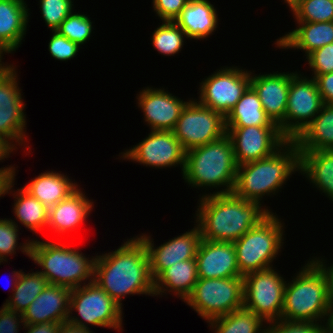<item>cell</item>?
I'll return each mask as SVG.
<instances>
[{
    "mask_svg": "<svg viewBox=\"0 0 333 333\" xmlns=\"http://www.w3.org/2000/svg\"><path fill=\"white\" fill-rule=\"evenodd\" d=\"M295 276L285 286L281 320L332 323L325 268L313 257Z\"/></svg>",
    "mask_w": 333,
    "mask_h": 333,
    "instance_id": "4",
    "label": "cell"
},
{
    "mask_svg": "<svg viewBox=\"0 0 333 333\" xmlns=\"http://www.w3.org/2000/svg\"><path fill=\"white\" fill-rule=\"evenodd\" d=\"M23 328L28 330L26 333H57L60 323L47 322L40 324H24Z\"/></svg>",
    "mask_w": 333,
    "mask_h": 333,
    "instance_id": "46",
    "label": "cell"
},
{
    "mask_svg": "<svg viewBox=\"0 0 333 333\" xmlns=\"http://www.w3.org/2000/svg\"><path fill=\"white\" fill-rule=\"evenodd\" d=\"M312 75H321L333 72V43L319 48L306 57Z\"/></svg>",
    "mask_w": 333,
    "mask_h": 333,
    "instance_id": "41",
    "label": "cell"
},
{
    "mask_svg": "<svg viewBox=\"0 0 333 333\" xmlns=\"http://www.w3.org/2000/svg\"><path fill=\"white\" fill-rule=\"evenodd\" d=\"M31 180L22 188L39 200L48 210L78 188V184L69 179L67 175L56 171H46Z\"/></svg>",
    "mask_w": 333,
    "mask_h": 333,
    "instance_id": "27",
    "label": "cell"
},
{
    "mask_svg": "<svg viewBox=\"0 0 333 333\" xmlns=\"http://www.w3.org/2000/svg\"><path fill=\"white\" fill-rule=\"evenodd\" d=\"M185 303L206 322L240 309L243 307V276L198 278Z\"/></svg>",
    "mask_w": 333,
    "mask_h": 333,
    "instance_id": "9",
    "label": "cell"
},
{
    "mask_svg": "<svg viewBox=\"0 0 333 333\" xmlns=\"http://www.w3.org/2000/svg\"><path fill=\"white\" fill-rule=\"evenodd\" d=\"M14 192L15 198L13 212L21 225L33 233L47 228L49 210L35 197L31 196L22 187Z\"/></svg>",
    "mask_w": 333,
    "mask_h": 333,
    "instance_id": "32",
    "label": "cell"
},
{
    "mask_svg": "<svg viewBox=\"0 0 333 333\" xmlns=\"http://www.w3.org/2000/svg\"><path fill=\"white\" fill-rule=\"evenodd\" d=\"M199 202L194 223L199 226L202 239L209 241L233 243L272 213L261 203L237 197L233 192L205 193Z\"/></svg>",
    "mask_w": 333,
    "mask_h": 333,
    "instance_id": "2",
    "label": "cell"
},
{
    "mask_svg": "<svg viewBox=\"0 0 333 333\" xmlns=\"http://www.w3.org/2000/svg\"><path fill=\"white\" fill-rule=\"evenodd\" d=\"M297 24L296 29L276 39L275 44L278 48L303 50L307 57L313 51L333 43V21Z\"/></svg>",
    "mask_w": 333,
    "mask_h": 333,
    "instance_id": "24",
    "label": "cell"
},
{
    "mask_svg": "<svg viewBox=\"0 0 333 333\" xmlns=\"http://www.w3.org/2000/svg\"><path fill=\"white\" fill-rule=\"evenodd\" d=\"M287 281L273 267L243 277V307L265 323L280 320Z\"/></svg>",
    "mask_w": 333,
    "mask_h": 333,
    "instance_id": "10",
    "label": "cell"
},
{
    "mask_svg": "<svg viewBox=\"0 0 333 333\" xmlns=\"http://www.w3.org/2000/svg\"><path fill=\"white\" fill-rule=\"evenodd\" d=\"M136 98L138 107L143 110L145 122L150 130L172 131L182 109L189 100L183 101L164 88L145 87Z\"/></svg>",
    "mask_w": 333,
    "mask_h": 333,
    "instance_id": "18",
    "label": "cell"
},
{
    "mask_svg": "<svg viewBox=\"0 0 333 333\" xmlns=\"http://www.w3.org/2000/svg\"><path fill=\"white\" fill-rule=\"evenodd\" d=\"M277 214L270 213L257 226L233 242L241 275L273 267V260L283 248L284 225Z\"/></svg>",
    "mask_w": 333,
    "mask_h": 333,
    "instance_id": "7",
    "label": "cell"
},
{
    "mask_svg": "<svg viewBox=\"0 0 333 333\" xmlns=\"http://www.w3.org/2000/svg\"><path fill=\"white\" fill-rule=\"evenodd\" d=\"M310 78V79H309ZM323 101L314 78L290 72V86L281 132L294 140L320 112Z\"/></svg>",
    "mask_w": 333,
    "mask_h": 333,
    "instance_id": "12",
    "label": "cell"
},
{
    "mask_svg": "<svg viewBox=\"0 0 333 333\" xmlns=\"http://www.w3.org/2000/svg\"><path fill=\"white\" fill-rule=\"evenodd\" d=\"M71 289L48 284L22 314L24 324L68 321Z\"/></svg>",
    "mask_w": 333,
    "mask_h": 333,
    "instance_id": "21",
    "label": "cell"
},
{
    "mask_svg": "<svg viewBox=\"0 0 333 333\" xmlns=\"http://www.w3.org/2000/svg\"><path fill=\"white\" fill-rule=\"evenodd\" d=\"M185 32L174 21H162L151 37L152 46L164 56L180 53L184 45Z\"/></svg>",
    "mask_w": 333,
    "mask_h": 333,
    "instance_id": "34",
    "label": "cell"
},
{
    "mask_svg": "<svg viewBox=\"0 0 333 333\" xmlns=\"http://www.w3.org/2000/svg\"><path fill=\"white\" fill-rule=\"evenodd\" d=\"M51 241L32 239L30 259L42 271H38L49 284L75 289L93 282L95 257L89 259L78 248ZM83 282V283H82Z\"/></svg>",
    "mask_w": 333,
    "mask_h": 333,
    "instance_id": "6",
    "label": "cell"
},
{
    "mask_svg": "<svg viewBox=\"0 0 333 333\" xmlns=\"http://www.w3.org/2000/svg\"><path fill=\"white\" fill-rule=\"evenodd\" d=\"M264 322L261 317L242 307L207 323L212 330L215 329V333H265Z\"/></svg>",
    "mask_w": 333,
    "mask_h": 333,
    "instance_id": "33",
    "label": "cell"
},
{
    "mask_svg": "<svg viewBox=\"0 0 333 333\" xmlns=\"http://www.w3.org/2000/svg\"><path fill=\"white\" fill-rule=\"evenodd\" d=\"M147 247L150 262V272L155 280L165 269L179 261L196 258L197 250L202 239L199 226L182 235L176 236L156 247L151 235H139ZM153 242V243H152ZM155 246V247H154Z\"/></svg>",
    "mask_w": 333,
    "mask_h": 333,
    "instance_id": "17",
    "label": "cell"
},
{
    "mask_svg": "<svg viewBox=\"0 0 333 333\" xmlns=\"http://www.w3.org/2000/svg\"><path fill=\"white\" fill-rule=\"evenodd\" d=\"M12 297L10 296L4 305L11 310L23 314L34 299L49 284L47 279L38 271L25 273L21 270L12 273Z\"/></svg>",
    "mask_w": 333,
    "mask_h": 333,
    "instance_id": "31",
    "label": "cell"
},
{
    "mask_svg": "<svg viewBox=\"0 0 333 333\" xmlns=\"http://www.w3.org/2000/svg\"><path fill=\"white\" fill-rule=\"evenodd\" d=\"M92 24L93 22L88 15L73 13L72 11L55 31L81 47L91 37L93 31Z\"/></svg>",
    "mask_w": 333,
    "mask_h": 333,
    "instance_id": "36",
    "label": "cell"
},
{
    "mask_svg": "<svg viewBox=\"0 0 333 333\" xmlns=\"http://www.w3.org/2000/svg\"><path fill=\"white\" fill-rule=\"evenodd\" d=\"M24 325L22 314L8 309L4 304L0 308V333H18L19 326Z\"/></svg>",
    "mask_w": 333,
    "mask_h": 333,
    "instance_id": "43",
    "label": "cell"
},
{
    "mask_svg": "<svg viewBox=\"0 0 333 333\" xmlns=\"http://www.w3.org/2000/svg\"><path fill=\"white\" fill-rule=\"evenodd\" d=\"M300 171V152L294 140H288L272 155L237 167L233 193L250 202L276 195L293 173ZM271 194V195H270Z\"/></svg>",
    "mask_w": 333,
    "mask_h": 333,
    "instance_id": "3",
    "label": "cell"
},
{
    "mask_svg": "<svg viewBox=\"0 0 333 333\" xmlns=\"http://www.w3.org/2000/svg\"><path fill=\"white\" fill-rule=\"evenodd\" d=\"M124 160L149 165L152 168L176 167L180 165L183 173L185 166V150L172 131L151 130L148 136L133 146L121 152Z\"/></svg>",
    "mask_w": 333,
    "mask_h": 333,
    "instance_id": "15",
    "label": "cell"
},
{
    "mask_svg": "<svg viewBox=\"0 0 333 333\" xmlns=\"http://www.w3.org/2000/svg\"><path fill=\"white\" fill-rule=\"evenodd\" d=\"M15 176V167L8 165V167L0 168V197L5 194H12L11 189L14 190Z\"/></svg>",
    "mask_w": 333,
    "mask_h": 333,
    "instance_id": "45",
    "label": "cell"
},
{
    "mask_svg": "<svg viewBox=\"0 0 333 333\" xmlns=\"http://www.w3.org/2000/svg\"><path fill=\"white\" fill-rule=\"evenodd\" d=\"M25 0H0V48L5 53L15 51L25 38L29 8Z\"/></svg>",
    "mask_w": 333,
    "mask_h": 333,
    "instance_id": "23",
    "label": "cell"
},
{
    "mask_svg": "<svg viewBox=\"0 0 333 333\" xmlns=\"http://www.w3.org/2000/svg\"><path fill=\"white\" fill-rule=\"evenodd\" d=\"M93 200H89L81 188H77L68 197L49 209L47 229L60 236L75 230L84 224L93 211Z\"/></svg>",
    "mask_w": 333,
    "mask_h": 333,
    "instance_id": "22",
    "label": "cell"
},
{
    "mask_svg": "<svg viewBox=\"0 0 333 333\" xmlns=\"http://www.w3.org/2000/svg\"><path fill=\"white\" fill-rule=\"evenodd\" d=\"M233 145L227 134L214 142L185 151L184 182L195 188H221L212 194L232 193L237 175Z\"/></svg>",
    "mask_w": 333,
    "mask_h": 333,
    "instance_id": "5",
    "label": "cell"
},
{
    "mask_svg": "<svg viewBox=\"0 0 333 333\" xmlns=\"http://www.w3.org/2000/svg\"><path fill=\"white\" fill-rule=\"evenodd\" d=\"M185 151L219 140L227 134L226 118L197 99H189L172 130Z\"/></svg>",
    "mask_w": 333,
    "mask_h": 333,
    "instance_id": "11",
    "label": "cell"
},
{
    "mask_svg": "<svg viewBox=\"0 0 333 333\" xmlns=\"http://www.w3.org/2000/svg\"><path fill=\"white\" fill-rule=\"evenodd\" d=\"M40 10L45 24L55 31L61 22L74 11L73 0H39Z\"/></svg>",
    "mask_w": 333,
    "mask_h": 333,
    "instance_id": "39",
    "label": "cell"
},
{
    "mask_svg": "<svg viewBox=\"0 0 333 333\" xmlns=\"http://www.w3.org/2000/svg\"><path fill=\"white\" fill-rule=\"evenodd\" d=\"M5 52L0 48V56H3Z\"/></svg>",
    "mask_w": 333,
    "mask_h": 333,
    "instance_id": "51",
    "label": "cell"
},
{
    "mask_svg": "<svg viewBox=\"0 0 333 333\" xmlns=\"http://www.w3.org/2000/svg\"><path fill=\"white\" fill-rule=\"evenodd\" d=\"M279 127L263 109L258 94L250 86L226 116V127Z\"/></svg>",
    "mask_w": 333,
    "mask_h": 333,
    "instance_id": "30",
    "label": "cell"
},
{
    "mask_svg": "<svg viewBox=\"0 0 333 333\" xmlns=\"http://www.w3.org/2000/svg\"><path fill=\"white\" fill-rule=\"evenodd\" d=\"M300 152V171L310 183L333 201V150ZM305 174V175H304Z\"/></svg>",
    "mask_w": 333,
    "mask_h": 333,
    "instance_id": "28",
    "label": "cell"
},
{
    "mask_svg": "<svg viewBox=\"0 0 333 333\" xmlns=\"http://www.w3.org/2000/svg\"><path fill=\"white\" fill-rule=\"evenodd\" d=\"M57 333H93V331H91L90 328L86 329L75 326L67 321L60 323Z\"/></svg>",
    "mask_w": 333,
    "mask_h": 333,
    "instance_id": "48",
    "label": "cell"
},
{
    "mask_svg": "<svg viewBox=\"0 0 333 333\" xmlns=\"http://www.w3.org/2000/svg\"><path fill=\"white\" fill-rule=\"evenodd\" d=\"M312 78L316 81L323 104H333V72L314 75Z\"/></svg>",
    "mask_w": 333,
    "mask_h": 333,
    "instance_id": "44",
    "label": "cell"
},
{
    "mask_svg": "<svg viewBox=\"0 0 333 333\" xmlns=\"http://www.w3.org/2000/svg\"><path fill=\"white\" fill-rule=\"evenodd\" d=\"M3 56H0V74L3 73L10 65L5 64L3 61Z\"/></svg>",
    "mask_w": 333,
    "mask_h": 333,
    "instance_id": "50",
    "label": "cell"
},
{
    "mask_svg": "<svg viewBox=\"0 0 333 333\" xmlns=\"http://www.w3.org/2000/svg\"><path fill=\"white\" fill-rule=\"evenodd\" d=\"M189 0H152L153 10L162 21H174Z\"/></svg>",
    "mask_w": 333,
    "mask_h": 333,
    "instance_id": "42",
    "label": "cell"
},
{
    "mask_svg": "<svg viewBox=\"0 0 333 333\" xmlns=\"http://www.w3.org/2000/svg\"><path fill=\"white\" fill-rule=\"evenodd\" d=\"M14 152V149L0 137V161L6 158H10V154Z\"/></svg>",
    "mask_w": 333,
    "mask_h": 333,
    "instance_id": "49",
    "label": "cell"
},
{
    "mask_svg": "<svg viewBox=\"0 0 333 333\" xmlns=\"http://www.w3.org/2000/svg\"><path fill=\"white\" fill-rule=\"evenodd\" d=\"M252 73L251 87L258 94L267 116L279 126L284 121L287 109L290 73L278 71L259 75Z\"/></svg>",
    "mask_w": 333,
    "mask_h": 333,
    "instance_id": "20",
    "label": "cell"
},
{
    "mask_svg": "<svg viewBox=\"0 0 333 333\" xmlns=\"http://www.w3.org/2000/svg\"><path fill=\"white\" fill-rule=\"evenodd\" d=\"M238 166L268 157L289 139L279 127H226Z\"/></svg>",
    "mask_w": 333,
    "mask_h": 333,
    "instance_id": "16",
    "label": "cell"
},
{
    "mask_svg": "<svg viewBox=\"0 0 333 333\" xmlns=\"http://www.w3.org/2000/svg\"><path fill=\"white\" fill-rule=\"evenodd\" d=\"M197 281L196 258L176 262L154 280V296L158 297V295L167 294L166 292H174L176 297H180L185 302L191 295Z\"/></svg>",
    "mask_w": 333,
    "mask_h": 333,
    "instance_id": "26",
    "label": "cell"
},
{
    "mask_svg": "<svg viewBox=\"0 0 333 333\" xmlns=\"http://www.w3.org/2000/svg\"><path fill=\"white\" fill-rule=\"evenodd\" d=\"M16 65L13 64L0 74V137L14 150L16 146H25L26 114ZM15 141V143H14ZM16 145V146H15Z\"/></svg>",
    "mask_w": 333,
    "mask_h": 333,
    "instance_id": "14",
    "label": "cell"
},
{
    "mask_svg": "<svg viewBox=\"0 0 333 333\" xmlns=\"http://www.w3.org/2000/svg\"><path fill=\"white\" fill-rule=\"evenodd\" d=\"M218 20L216 8L209 0H189L174 22L189 39L204 40L217 30Z\"/></svg>",
    "mask_w": 333,
    "mask_h": 333,
    "instance_id": "25",
    "label": "cell"
},
{
    "mask_svg": "<svg viewBox=\"0 0 333 333\" xmlns=\"http://www.w3.org/2000/svg\"><path fill=\"white\" fill-rule=\"evenodd\" d=\"M80 48L78 44L60 35L57 31H52V37L48 43V50L50 55L56 60H71L76 57Z\"/></svg>",
    "mask_w": 333,
    "mask_h": 333,
    "instance_id": "40",
    "label": "cell"
},
{
    "mask_svg": "<svg viewBox=\"0 0 333 333\" xmlns=\"http://www.w3.org/2000/svg\"><path fill=\"white\" fill-rule=\"evenodd\" d=\"M316 257L315 259L325 268L327 279H328V290H329V304L332 314V323H333V264L331 266H326V260H323L325 258Z\"/></svg>",
    "mask_w": 333,
    "mask_h": 333,
    "instance_id": "47",
    "label": "cell"
},
{
    "mask_svg": "<svg viewBox=\"0 0 333 333\" xmlns=\"http://www.w3.org/2000/svg\"><path fill=\"white\" fill-rule=\"evenodd\" d=\"M265 333H333V323L274 320L266 323ZM323 324V325H322Z\"/></svg>",
    "mask_w": 333,
    "mask_h": 333,
    "instance_id": "38",
    "label": "cell"
},
{
    "mask_svg": "<svg viewBox=\"0 0 333 333\" xmlns=\"http://www.w3.org/2000/svg\"><path fill=\"white\" fill-rule=\"evenodd\" d=\"M287 6L296 22L333 21V0H292Z\"/></svg>",
    "mask_w": 333,
    "mask_h": 333,
    "instance_id": "35",
    "label": "cell"
},
{
    "mask_svg": "<svg viewBox=\"0 0 333 333\" xmlns=\"http://www.w3.org/2000/svg\"><path fill=\"white\" fill-rule=\"evenodd\" d=\"M294 142L299 151L333 150V104H324Z\"/></svg>",
    "mask_w": 333,
    "mask_h": 333,
    "instance_id": "29",
    "label": "cell"
},
{
    "mask_svg": "<svg viewBox=\"0 0 333 333\" xmlns=\"http://www.w3.org/2000/svg\"><path fill=\"white\" fill-rule=\"evenodd\" d=\"M93 281L121 307L127 295L154 296L147 247L137 235L115 251L97 255Z\"/></svg>",
    "mask_w": 333,
    "mask_h": 333,
    "instance_id": "1",
    "label": "cell"
},
{
    "mask_svg": "<svg viewBox=\"0 0 333 333\" xmlns=\"http://www.w3.org/2000/svg\"><path fill=\"white\" fill-rule=\"evenodd\" d=\"M292 0H284V2L288 5Z\"/></svg>",
    "mask_w": 333,
    "mask_h": 333,
    "instance_id": "52",
    "label": "cell"
},
{
    "mask_svg": "<svg viewBox=\"0 0 333 333\" xmlns=\"http://www.w3.org/2000/svg\"><path fill=\"white\" fill-rule=\"evenodd\" d=\"M17 221L12 219H0V262H7V256L14 255L16 249H20L26 256L30 257L31 240L18 244L19 227ZM19 245V246H18ZM17 247V248H16Z\"/></svg>",
    "mask_w": 333,
    "mask_h": 333,
    "instance_id": "37",
    "label": "cell"
},
{
    "mask_svg": "<svg viewBox=\"0 0 333 333\" xmlns=\"http://www.w3.org/2000/svg\"><path fill=\"white\" fill-rule=\"evenodd\" d=\"M198 278H230L242 276L232 242L201 239L196 255Z\"/></svg>",
    "mask_w": 333,
    "mask_h": 333,
    "instance_id": "19",
    "label": "cell"
},
{
    "mask_svg": "<svg viewBox=\"0 0 333 333\" xmlns=\"http://www.w3.org/2000/svg\"><path fill=\"white\" fill-rule=\"evenodd\" d=\"M123 308L94 281L71 290L68 322L88 329V324L122 331ZM78 312V317L72 311ZM80 316V318H79Z\"/></svg>",
    "mask_w": 333,
    "mask_h": 333,
    "instance_id": "8",
    "label": "cell"
},
{
    "mask_svg": "<svg viewBox=\"0 0 333 333\" xmlns=\"http://www.w3.org/2000/svg\"><path fill=\"white\" fill-rule=\"evenodd\" d=\"M250 86V71L237 66L223 67L200 83L198 102L226 118Z\"/></svg>",
    "mask_w": 333,
    "mask_h": 333,
    "instance_id": "13",
    "label": "cell"
}]
</instances>
